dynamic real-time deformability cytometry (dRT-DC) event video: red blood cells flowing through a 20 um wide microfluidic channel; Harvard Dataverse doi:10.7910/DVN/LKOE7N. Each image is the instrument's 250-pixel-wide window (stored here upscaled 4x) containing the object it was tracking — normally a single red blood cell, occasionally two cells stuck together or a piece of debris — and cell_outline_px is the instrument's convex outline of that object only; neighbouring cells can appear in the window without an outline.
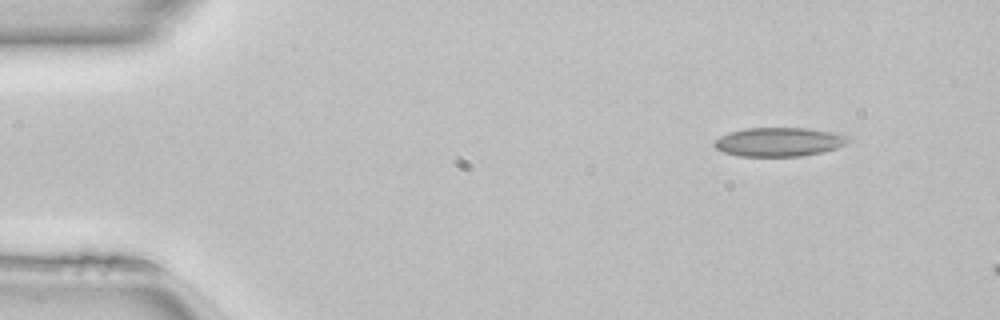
{"species": "common noctule bat (a hibernating species)", "species_latin": "Nyctalus noctula", "temperature_condition": "room temperature", "stored_images_in_passage": 10, "camera_frame_rate_fps": 3000, "um_per_image_px": 0.085, "animal": {"sex": "female", "body_mass_g": 22.7, "forearm_length_mm": 54.2}, "frame": {"image": 1, "passage_image": 4, "time_ms": 1.0, "image_size_px": [1000, 320], "cell_outline_px": [[852, 140], [848, 144], [836, 148], [820, 152], [800, 156], [740, 156], [720, 152], [712, 144], [712, 140], [728, 132], [744, 128], [808, 128], [832, 132], [848, 136]], "centroid_in_image_um": [66.17, 12.06], "position_along_channel_um": 18.8, "area_um2": 22.83}}